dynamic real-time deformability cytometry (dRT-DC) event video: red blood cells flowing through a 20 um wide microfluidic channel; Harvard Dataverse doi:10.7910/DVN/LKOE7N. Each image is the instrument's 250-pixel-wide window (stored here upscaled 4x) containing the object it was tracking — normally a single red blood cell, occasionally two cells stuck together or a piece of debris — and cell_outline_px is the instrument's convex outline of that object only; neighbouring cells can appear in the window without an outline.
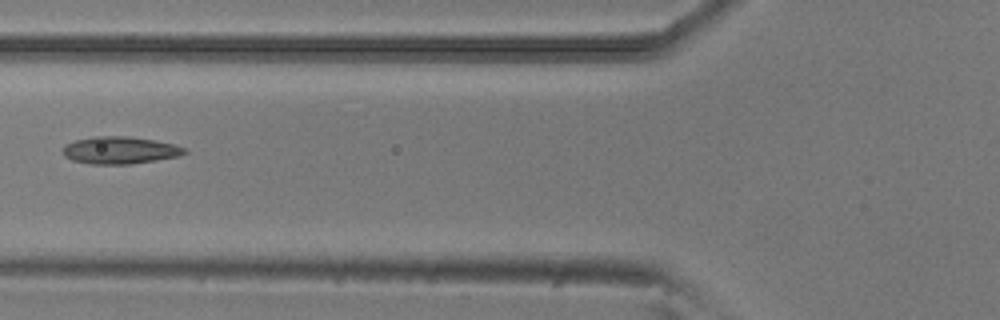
{"species": "common noctule bat (a hibernating species)", "species_latin": "Nyctalus noctula", "temperature_condition": "room temperature", "stored_images_in_passage": 5, "camera_frame_rate_fps": 3000, "um_per_image_px": 0.085, "animal": {"sex": "male", "body_mass_g": 20.5, "forearm_length_mm": 52.5}, "frame": {"image": 1, "passage_image": 5, "time_ms": 1.333, "image_size_px": [1000, 320], "cell_outline_px": [[188, 152], [180, 156], [132, 164], [92, 164], [72, 160], [64, 156], [60, 152], [64, 144], [76, 140], [96, 136], [128, 136], [176, 144], [184, 148]], "centroid_in_image_um": [10.17, 12.77], "position_along_channel_um": 115.6, "area_um2": 19.48}}